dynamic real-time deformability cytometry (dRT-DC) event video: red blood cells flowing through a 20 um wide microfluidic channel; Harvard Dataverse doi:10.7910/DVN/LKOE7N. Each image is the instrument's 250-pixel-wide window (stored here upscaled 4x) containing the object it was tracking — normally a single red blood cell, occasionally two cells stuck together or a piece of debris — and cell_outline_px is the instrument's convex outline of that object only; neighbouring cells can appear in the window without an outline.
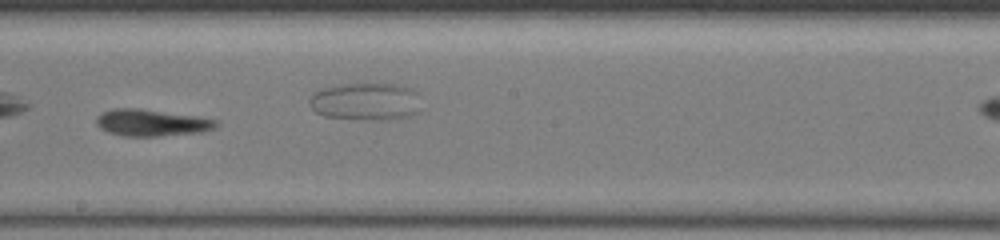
{"species": "common noctule bat (a hibernating species)", "species_latin": "Nyctalus noctula", "temperature_condition": "warm", "stored_images_in_passage": 23, "camera_frame_rate_fps": 3000, "um_per_image_px": 0.085, "animal": {"sex": "female", "body_mass_g": 19.5, "forearm_length_mm": 54.1}, "frame": {"image": 1, "passage_image": 14, "time_ms": 8.333, "image_size_px": [1000, 240], "cell_outline_px": [[220, 124], [216, 128], [204, 132], [160, 136], [124, 136], [108, 132], [100, 128], [96, 124], [96, 116], [100, 112], [112, 108], [140, 108], [196, 116], [220, 120]], "centroid_in_image_um": [12.91, 10.42], "position_along_channel_um": 235.3, "area_um2": 19.07}}